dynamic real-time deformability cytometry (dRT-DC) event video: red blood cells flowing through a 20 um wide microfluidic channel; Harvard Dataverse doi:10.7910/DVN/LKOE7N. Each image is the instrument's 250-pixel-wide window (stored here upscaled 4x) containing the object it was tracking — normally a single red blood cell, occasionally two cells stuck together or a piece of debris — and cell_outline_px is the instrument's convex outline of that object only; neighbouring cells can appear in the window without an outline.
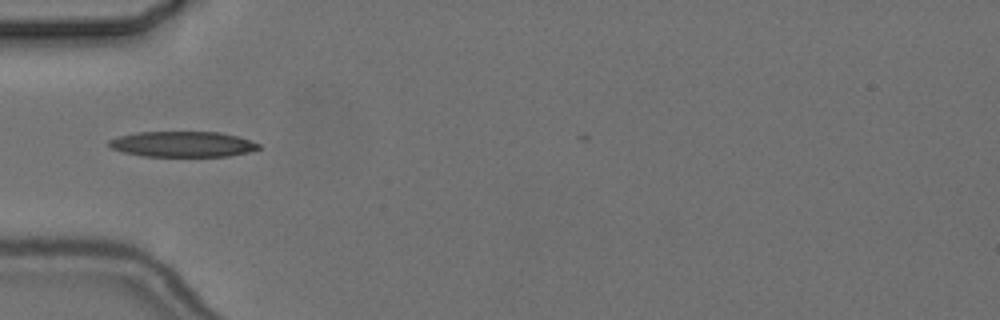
{"species": "common noctule bat (a hibernating species)", "species_latin": "Nyctalus noctula", "temperature_condition": "cold", "stored_images_in_passage": 6, "camera_frame_rate_fps": 3000, "um_per_image_px": 0.085, "animal": {"sex": "female", "body_mass_g": 24.6, "forearm_length_mm": 56.2}, "frame": {"image": 1, "passage_image": 5, "time_ms": 5.333, "image_size_px": [1000, 320], "cell_outline_px": [[260, 148], [248, 152], [228, 156], [144, 156], [124, 152], [112, 148], [108, 144], [108, 140], [120, 136], [136, 132], [220, 132], [236, 136], [260, 144]], "centroid_in_image_um": [15.51, 12.25], "position_along_channel_um": 69.5, "area_um2": 22.08}}
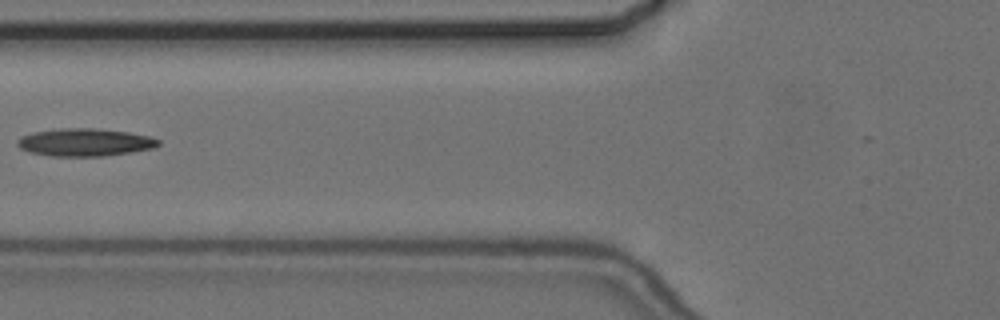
{"frame": {"image": 2, "passage_image": 6, "time_ms": 6.667, "image_size_px": [1000, 320], "cell_outline_px": [[160, 144], [152, 148], [104, 156], [52, 156], [28, 152], [20, 148], [16, 144], [16, 140], [20, 136], [32, 132], [60, 128], [92, 128], [128, 132], [152, 136], [160, 140]], "centroid_in_image_um": [7.17, 12.09], "position_along_channel_um": 118.6, "area_um2": 22.83}}